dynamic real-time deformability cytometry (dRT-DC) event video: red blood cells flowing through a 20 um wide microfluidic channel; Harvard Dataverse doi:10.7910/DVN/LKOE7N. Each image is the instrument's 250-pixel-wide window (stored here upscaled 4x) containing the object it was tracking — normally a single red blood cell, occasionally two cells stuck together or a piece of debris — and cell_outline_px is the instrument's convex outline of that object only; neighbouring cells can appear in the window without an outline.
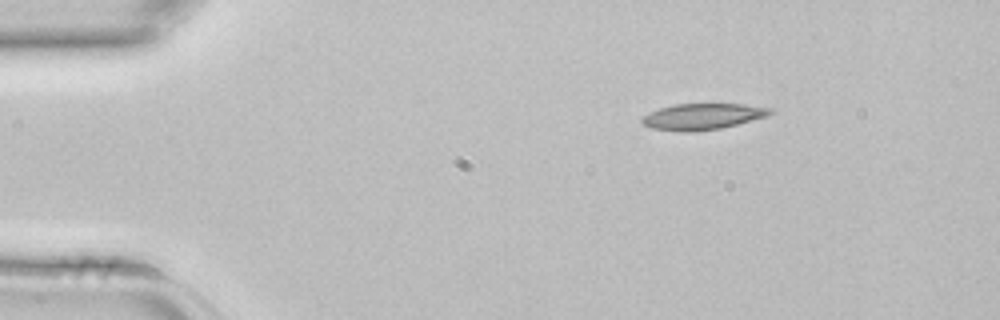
{"species": "common noctule bat (a hibernating species)", "species_latin": "Nyctalus noctula", "temperature_condition": "room temperature", "stored_images_in_passage": 4, "segment_of_instrument_passage": [2, 2], "camera_frame_rate_fps": 3000, "um_per_image_px": 0.085, "animal": {"sex": "female", "body_mass_g": 22.7, "forearm_length_mm": 54.2}, "frame": {"image": 1, "passage_image": 4, "time_ms": 1.0, "image_size_px": [1000, 320], "cell_outline_px": [[776, 112], [768, 116], [720, 128], [692, 132], [684, 132], [652, 128], [640, 124], [640, 116], [660, 108], [676, 104], [744, 104], [772, 108]], "centroid_in_image_um": [59.7, 9.9], "position_along_channel_um": 25.3, "area_um2": 19.65}}